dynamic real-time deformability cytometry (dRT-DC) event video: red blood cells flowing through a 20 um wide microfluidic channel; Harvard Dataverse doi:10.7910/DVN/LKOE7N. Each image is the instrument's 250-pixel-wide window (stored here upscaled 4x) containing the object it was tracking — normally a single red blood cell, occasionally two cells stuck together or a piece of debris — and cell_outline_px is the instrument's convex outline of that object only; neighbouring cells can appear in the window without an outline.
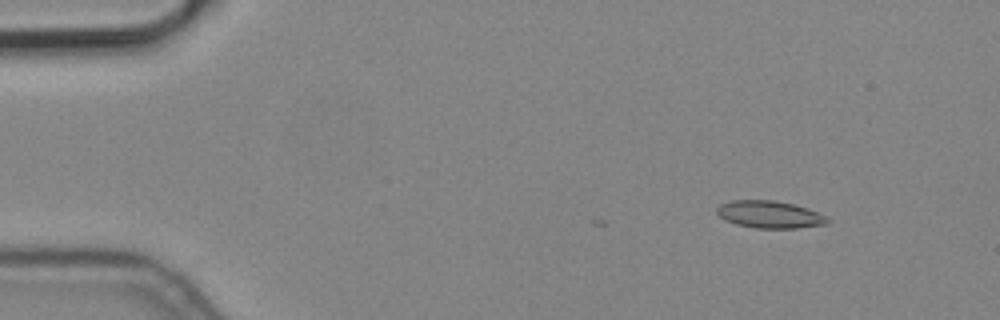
{"species": "common noctule bat (a hibernating species)", "species_latin": "Nyctalus noctula", "temperature_condition": "cold", "stored_images_in_passage": 4, "camera_frame_rate_fps": 3000, "um_per_image_px": 0.085, "animal": {"sex": "male", "body_mass_g": 19.2, "forearm_length_mm": 51.8}, "frame": {"image": 1, "passage_image": 2, "time_ms": 0.333, "image_size_px": [1000, 320], "cell_outline_px": [[832, 220], [828, 224], [796, 228], [756, 228], [736, 224], [724, 220], [716, 212], [716, 208], [720, 204], [732, 200], [772, 200], [792, 204], [808, 208]], "centroid_in_image_um": [65.41, 18.23], "position_along_channel_um": 19.6, "area_um2": 17.57}}
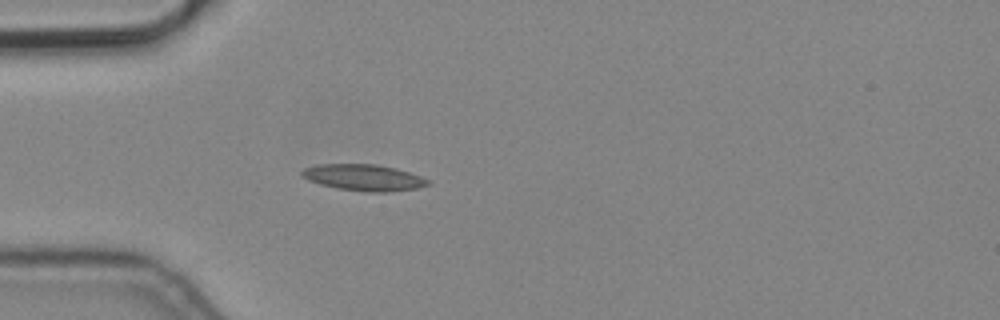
{"frame": {"image": 2, "passage_image": 4, "time_ms": 1.0, "image_size_px": [1000, 320], "cell_outline_px": [[432, 184], [416, 188], [388, 192], [368, 192], [336, 188], [320, 184], [308, 180], [300, 176], [300, 172], [304, 168], [316, 164], [376, 164], [396, 168], [432, 180]], "centroid_in_image_um": [30.91, 15.09], "position_along_channel_um": 54.1, "area_um2": 19.54}}